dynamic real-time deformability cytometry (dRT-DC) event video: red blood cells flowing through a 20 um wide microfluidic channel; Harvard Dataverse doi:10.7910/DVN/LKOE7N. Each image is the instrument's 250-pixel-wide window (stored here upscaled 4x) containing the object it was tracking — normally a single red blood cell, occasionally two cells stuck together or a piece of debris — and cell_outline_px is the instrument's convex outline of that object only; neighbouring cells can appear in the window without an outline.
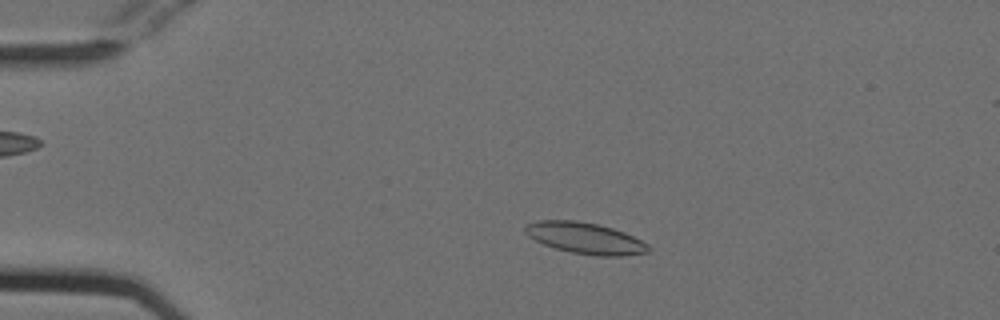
{"species": "Egyptian fruit bat (a non-hibernating species)", "species_latin": "Rousettus aegyptiacus", "temperature_condition": "cold", "stored_images_in_passage": 16, "camera_frame_rate_fps": 3000, "um_per_image_px": 0.085, "animal": {"sex": "female"}, "frame": {"image": 1, "passage_image": 9, "time_ms": 2.667, "image_size_px": [1000, 320], "cell_outline_px": [[652, 248], [648, 252], [624, 256], [596, 256], [572, 252], [556, 248], [544, 244], [528, 236], [524, 232], [524, 224], [536, 220], [576, 220], [596, 224], [612, 228], [624, 232], [648, 244]], "centroid_in_image_um": [49.73, 20.24], "position_along_channel_um": 35.3, "area_um2": 22.48}}